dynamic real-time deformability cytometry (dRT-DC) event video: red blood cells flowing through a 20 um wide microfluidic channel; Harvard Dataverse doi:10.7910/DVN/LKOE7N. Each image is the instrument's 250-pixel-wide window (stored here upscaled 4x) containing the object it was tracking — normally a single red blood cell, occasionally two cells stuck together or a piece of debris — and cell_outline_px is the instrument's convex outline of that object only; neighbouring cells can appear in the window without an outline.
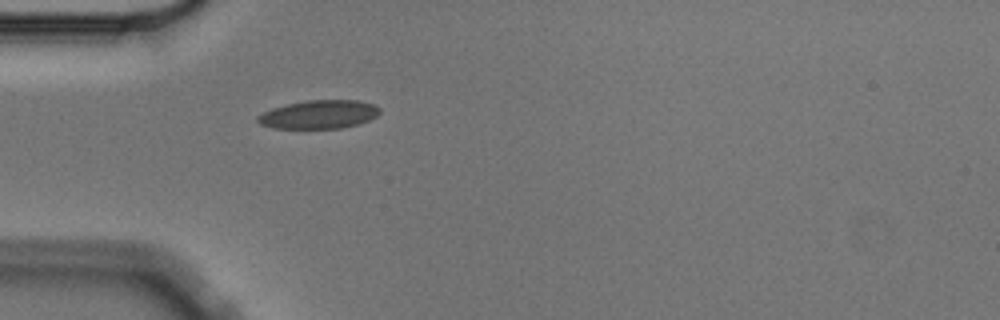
{"species": "Egyptian fruit bat (a non-hibernating species)", "species_latin": "Rousettus aegyptiacus", "temperature_condition": "cold", "stored_images_in_passage": 1, "camera_frame_rate_fps": 3000, "um_per_image_px": 0.085, "animal": {"sex": "male"}, "frame": {"image": 1, "passage_image": 1, "time_ms": 0.0, "image_size_px": [1000, 320], "cell_outline_px": [[380, 112], [376, 116], [368, 120], [356, 124], [340, 128], [272, 128], [260, 124], [256, 120], [256, 116], [272, 108], [288, 104], [308, 100], [360, 100], [376, 104], [380, 108]], "centroid_in_image_um": [27.12, 9.72], "position_along_channel_um": 57.9, "area_um2": 20.23}}